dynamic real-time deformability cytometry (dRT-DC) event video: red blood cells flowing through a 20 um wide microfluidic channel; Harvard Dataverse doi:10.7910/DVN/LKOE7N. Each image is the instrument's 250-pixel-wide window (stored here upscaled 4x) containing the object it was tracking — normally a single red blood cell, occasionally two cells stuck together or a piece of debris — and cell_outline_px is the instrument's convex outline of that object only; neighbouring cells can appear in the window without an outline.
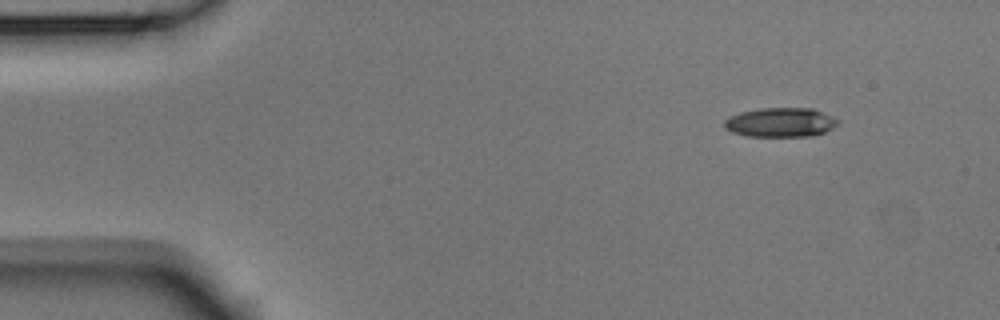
{"species": "Egyptian fruit bat (a non-hibernating species)", "species_latin": "Rousettus aegyptiacus", "temperature_condition": "room temperature", "stored_images_in_passage": 6, "camera_frame_rate_fps": 3000, "um_per_image_px": 0.085, "animal": {"sex": "male"}, "frame": {"image": 1, "passage_image": 1, "time_ms": 0.0, "image_size_px": [1000, 320], "cell_outline_px": [[840, 120], [832, 128], [824, 132], [812, 136], [748, 136], [732, 132], [724, 128], [724, 120], [740, 112], [760, 108], [812, 108], [832, 116]], "centroid_in_image_um": [66.34, 10.4], "position_along_channel_um": 18.7, "area_um2": 19.31}}
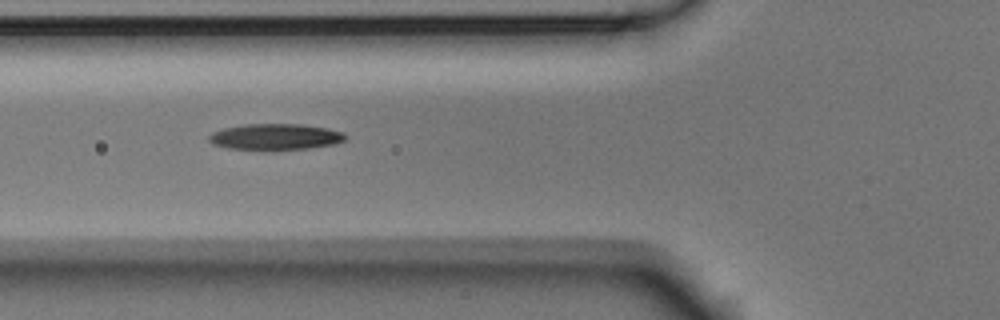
{"frame": {"image": 2, "passage_image": 5, "time_ms": 1.333, "image_size_px": [1000, 320], "cell_outline_px": [[348, 136], [344, 140], [336, 144], [308, 148], [272, 152], [228, 148], [212, 144], [208, 140], [208, 136], [212, 132], [224, 128], [244, 124], [300, 124], [328, 128], [344, 132]], "centroid_in_image_um": [23.4, 11.66], "position_along_channel_um": 102.4, "area_um2": 21.5}}
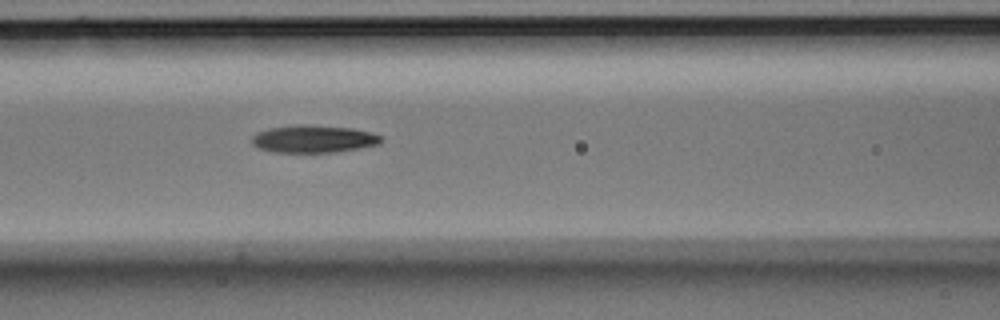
{"frame": {"image": 3, "passage_image": 6, "time_ms": 1.667, "image_size_px": [1000, 320], "cell_outline_px": [[384, 140], [380, 144], [360, 148], [336, 152], [272, 152], [260, 148], [252, 144], [252, 136], [256, 132], [268, 128], [300, 124], [352, 128], [372, 132], [380, 136]], "centroid_in_image_um": [26.66, 11.81], "position_along_channel_um": 139.9, "area_um2": 20.81}}